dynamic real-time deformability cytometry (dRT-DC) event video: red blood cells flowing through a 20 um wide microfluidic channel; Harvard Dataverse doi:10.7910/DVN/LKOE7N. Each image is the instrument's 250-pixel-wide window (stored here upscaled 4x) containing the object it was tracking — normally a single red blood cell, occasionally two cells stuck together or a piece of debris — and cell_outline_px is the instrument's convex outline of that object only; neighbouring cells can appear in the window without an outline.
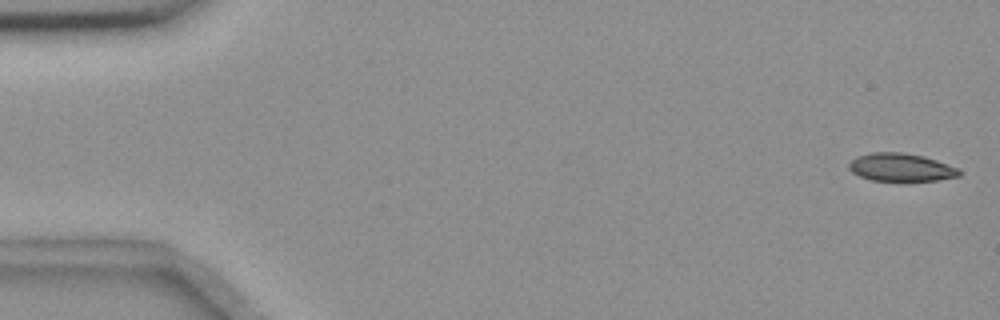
{"species": "common noctule bat (a hibernating species)", "species_latin": "Nyctalus noctula", "temperature_condition": "room temperature", "stored_images_in_passage": 56, "camera_frame_rate_fps": 3000, "um_per_image_px": 0.085, "animal": {"sex": "female", "body_mass_g": 18.4}, "frame": {"image": 1, "passage_image": 2, "time_ms": 0.333, "image_size_px": [1000, 320], "cell_outline_px": [[964, 172], [960, 176], [936, 180], [872, 180], [860, 176], [852, 172], [848, 168], [848, 164], [856, 156], [872, 152], [900, 152], [924, 156], [960, 168]], "centroid_in_image_um": [76.61, 14.21], "position_along_channel_um": 8.4, "area_um2": 17.98}}
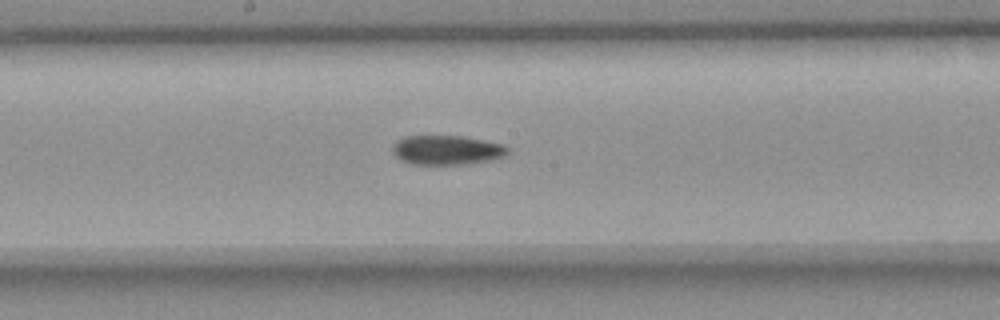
{"frame": {"image": 2, "passage_image": 30, "time_ms": 9.667, "image_size_px": [1000, 320], "cell_outline_px": [[508, 156], [492, 160], [468, 164], [412, 164], [400, 160], [392, 152], [392, 148], [396, 140], [404, 136], [464, 136], [504, 144], [508, 148]], "centroid_in_image_um": [38.0, 12.75], "position_along_channel_um": 210.2, "area_um2": 20.0}}
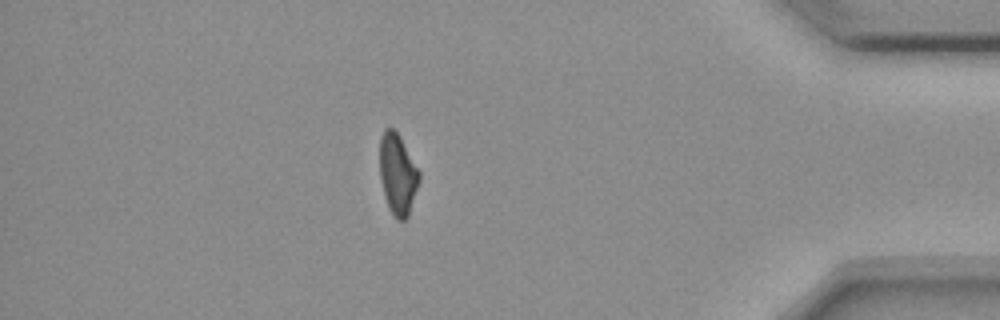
{"frame": {"image": 3, "passage_image": 49, "time_ms": 16.0, "image_size_px": [1000, 320], "cell_outline_px": [[420, 180], [408, 216], [404, 220], [396, 220], [388, 208], [384, 196], [380, 180], [380, 136], [384, 128], [392, 128], [400, 136], [420, 172]], "centroid_in_image_um": [33.79, 14.81], "position_along_channel_um": 401.4, "area_um2": 18.73}, "authors_computed_cell_mechanics": {"area_um2": 19.5075, "velocity_mm_per_s": 3.6678, "shape_relaxation_time_tau1_ms": 6.5358, "shape_relaxation_time_tau2_ms": null, "deformation_change_tau1": 0.1664, "deformation_change_tau2": null}}